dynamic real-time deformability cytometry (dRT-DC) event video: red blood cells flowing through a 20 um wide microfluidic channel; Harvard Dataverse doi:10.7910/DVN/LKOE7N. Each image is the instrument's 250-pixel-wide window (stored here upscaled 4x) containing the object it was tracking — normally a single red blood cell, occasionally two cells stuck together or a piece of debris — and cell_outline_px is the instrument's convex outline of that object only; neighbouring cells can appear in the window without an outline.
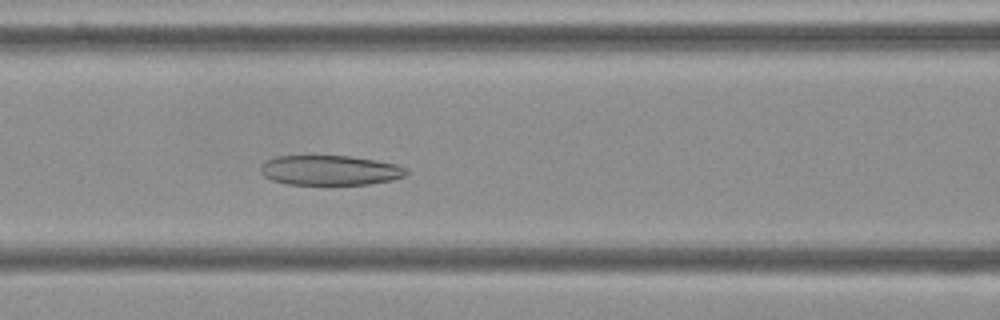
{"species": "Egyptian fruit bat (a non-hibernating species)", "species_latin": "Rousettus aegyptiacus", "temperature_condition": "cold", "stored_images_in_passage": 56, "camera_frame_rate_fps": 3000, "um_per_image_px": 0.085, "frame": {"image": 1, "passage_image": 24, "time_ms": 7.667, "image_size_px": [1000, 320], "cell_outline_px": [[408, 172], [404, 176], [392, 180], [368, 184], [288, 184], [272, 180], [264, 176], [260, 172], [260, 164], [276, 156], [348, 156], [376, 160], [396, 164], [408, 168]], "centroid_in_image_um": [28.05, 14.47], "position_along_channel_um": 138.6, "area_um2": 25.32}}
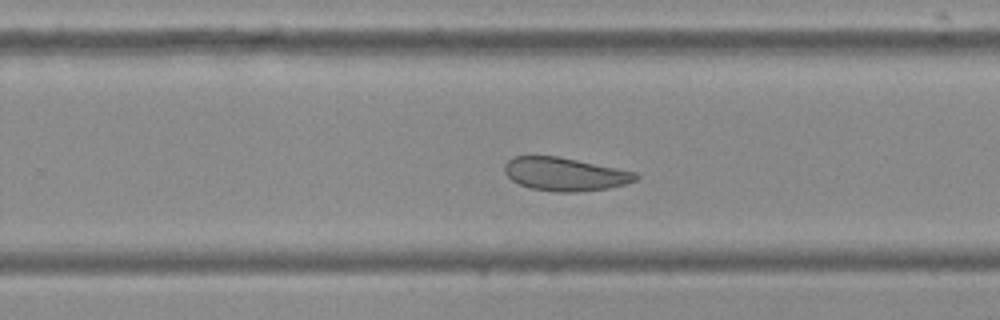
{"frame": {"image": 2, "passage_image": 36, "time_ms": 11.667, "image_size_px": [1000, 320], "cell_outline_px": [[640, 176], [636, 180], [624, 184], [608, 188], [576, 192], [556, 192], [528, 188], [512, 180], [504, 172], [504, 164], [512, 156], [556, 156], [636, 172]], "centroid_in_image_um": [47.98, 14.81], "position_along_channel_um": 281.8, "area_um2": 25.32}}
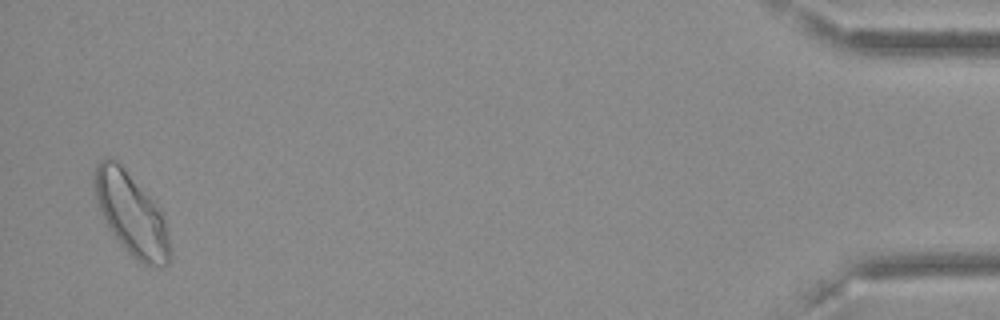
{"frame": {"image": 3, "passage_image": 55, "time_ms": 18.0, "image_size_px": [1000, 320], "cell_outline_px": [[168, 264], [160, 268], [148, 268], [132, 256], [120, 244], [104, 220], [100, 212], [96, 200], [92, 180], [92, 172], [96, 164], [104, 156], [108, 156], [116, 160], [120, 164], [160, 208], [168, 232]], "centroid_in_image_um": [11.11, 18.18], "position_along_channel_um": 424.1, "area_um2": 36.18}}